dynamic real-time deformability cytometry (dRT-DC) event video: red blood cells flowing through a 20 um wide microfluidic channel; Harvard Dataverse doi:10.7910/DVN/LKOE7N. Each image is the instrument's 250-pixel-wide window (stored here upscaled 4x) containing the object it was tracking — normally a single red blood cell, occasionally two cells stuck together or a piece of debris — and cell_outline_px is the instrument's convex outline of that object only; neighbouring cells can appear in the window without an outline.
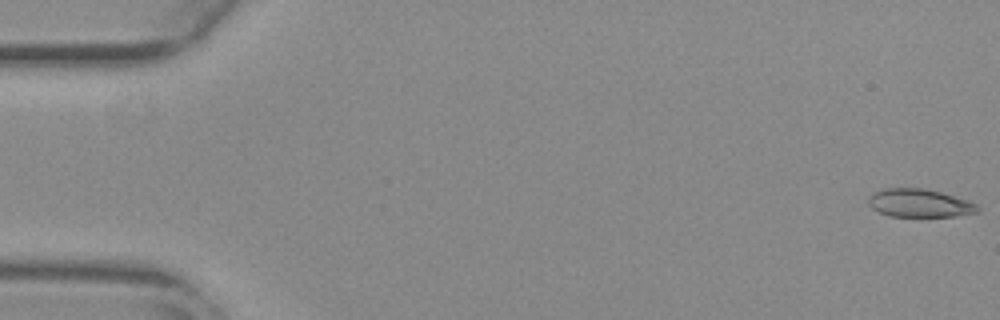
{"species": "common noctule bat (a hibernating species)", "species_latin": "Nyctalus noctula", "temperature_condition": "warm", "stored_images_in_passage": 37, "camera_frame_rate_fps": 3000, "um_per_image_px": 0.085, "animal": {"sex": "female", "body_mass_g": 29.2, "forearm_length_mm": 56.3}, "frame": {"image": 1, "passage_image": 1, "time_ms": 0.0, "image_size_px": [1000, 320], "cell_outline_px": [[980, 212], [956, 216], [888, 216], [872, 208], [868, 204], [868, 200], [876, 192], [884, 188], [924, 188], [940, 192], [968, 200], [976, 204], [980, 208]], "centroid_in_image_um": [78.2, 17.27], "position_along_channel_um": 6.8, "area_um2": 17.8}}
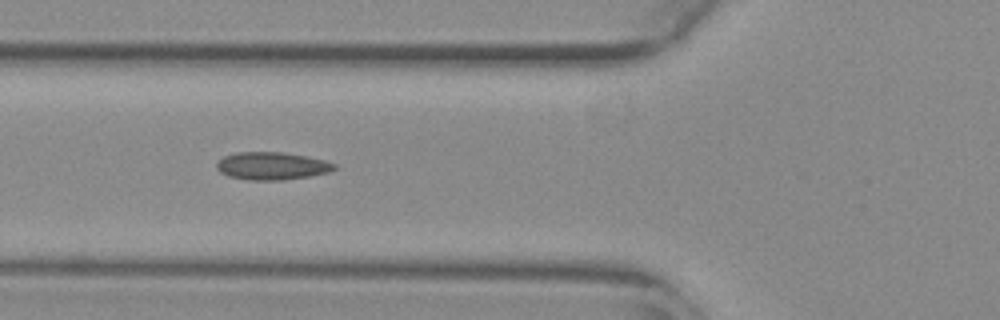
{"frame": {"image": 2, "passage_image": 21, "time_ms": 6.667, "image_size_px": [1000, 320], "cell_outline_px": [[336, 168], [328, 172], [308, 176], [284, 180], [248, 180], [228, 176], [220, 172], [216, 168], [216, 164], [224, 156], [236, 152], [280, 152], [304, 156], [324, 160], [336, 164]], "centroid_in_image_um": [23.08, 14.11], "position_along_channel_um": 102.7, "area_um2": 18.84}}
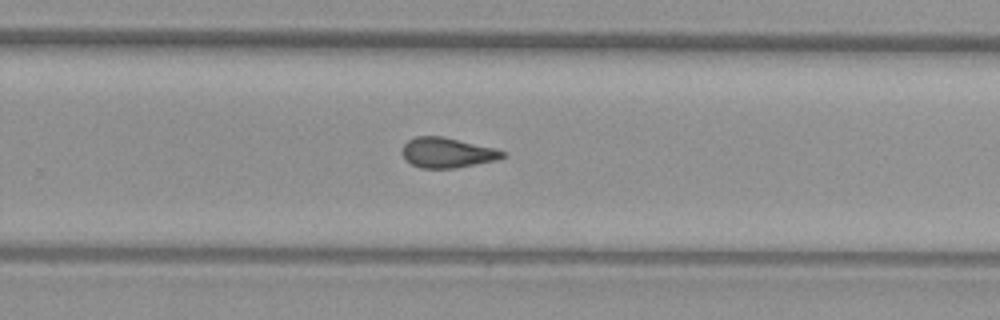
{"frame": {"image": 3, "passage_image": 36, "time_ms": 11.667, "image_size_px": [1000, 320], "cell_outline_px": [[508, 156], [500, 160], [456, 168], [420, 168], [412, 164], [404, 156], [404, 144], [408, 140], [416, 136], [444, 136], [496, 148], [508, 152]], "centroid_in_image_um": [38.14, 12.97], "position_along_channel_um": 291.7, "area_um2": 17.86}}